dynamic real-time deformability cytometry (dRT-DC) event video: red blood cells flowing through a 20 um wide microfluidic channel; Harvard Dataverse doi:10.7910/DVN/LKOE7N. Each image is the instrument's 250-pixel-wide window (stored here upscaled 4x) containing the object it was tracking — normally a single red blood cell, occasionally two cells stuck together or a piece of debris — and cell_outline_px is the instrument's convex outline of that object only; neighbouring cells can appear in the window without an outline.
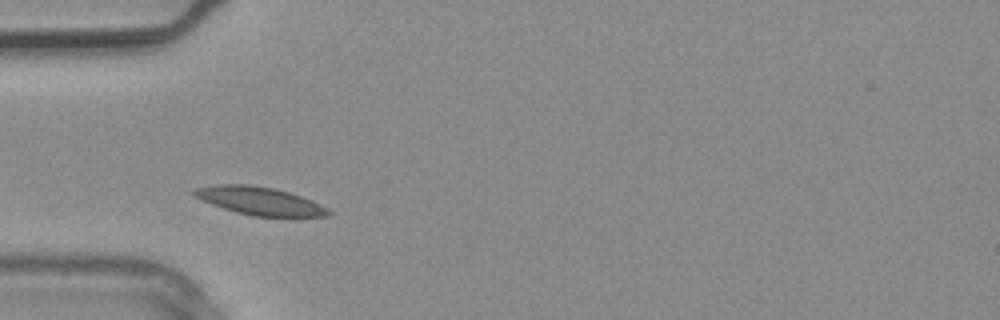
{"species": "common noctule bat (a hibernating species)", "species_latin": "Nyctalus noctula", "temperature_condition": "warm", "stored_images_in_passage": 2, "camera_frame_rate_fps": 3000, "um_per_image_px": 0.085, "animal": {"sex": "male", "body_mass_g": 20.4}, "frame": {"image": 1, "passage_image": 1, "time_ms": 0.0, "image_size_px": [1000, 320], "cell_outline_px": [[332, 212], [328, 216], [252, 216], [236, 212], [212, 204], [192, 196], [192, 192], [196, 188], [216, 184], [248, 184], [276, 188], [300, 196], [328, 208]], "centroid_in_image_um": [22.03, 17.06], "position_along_channel_um": 63.0, "area_um2": 21.73}}
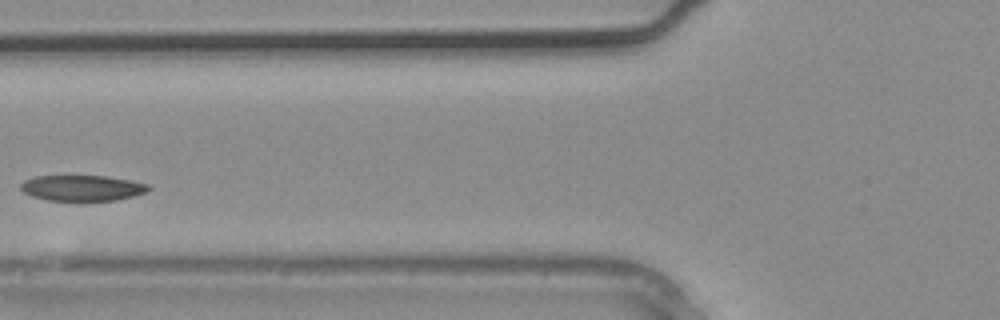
{"frame": {"image": 2, "passage_image": 2, "time_ms": 0.333, "image_size_px": [1000, 320], "cell_outline_px": [[152, 188], [148, 192], [116, 200], [48, 200], [32, 196], [24, 192], [20, 188], [20, 184], [24, 180], [36, 176], [104, 176], [132, 180], [148, 184]], "centroid_in_image_um": [7.01, 15.97], "position_along_channel_um": 118.8, "area_um2": 19.07}}